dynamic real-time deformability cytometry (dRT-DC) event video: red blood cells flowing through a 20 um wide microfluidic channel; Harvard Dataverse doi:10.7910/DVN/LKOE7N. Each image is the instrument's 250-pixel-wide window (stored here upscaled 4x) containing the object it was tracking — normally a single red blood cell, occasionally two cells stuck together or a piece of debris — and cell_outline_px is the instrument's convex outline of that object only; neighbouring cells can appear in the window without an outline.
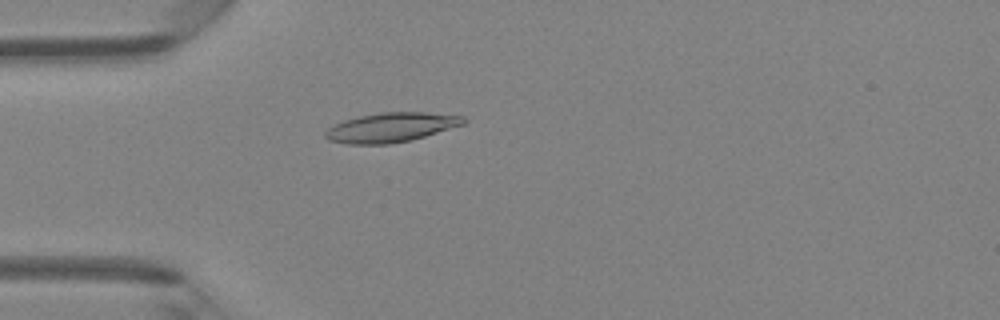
{"species": "Egyptian fruit bat (a non-hibernating species)", "species_latin": "Rousettus aegyptiacus", "temperature_condition": "room temperature", "stored_images_in_passage": 43, "camera_frame_rate_fps": 3000, "um_per_image_px": 0.085, "animal": {"sex": "female"}, "frame": {"image": 1, "passage_image": 9, "time_ms": 2.667, "image_size_px": [1000, 320], "cell_outline_px": [[468, 120], [464, 124], [424, 136], [408, 140], [388, 144], [348, 144], [328, 140], [324, 136], [324, 132], [328, 128], [344, 120], [360, 116], [380, 112], [424, 112], [464, 116]], "centroid_in_image_um": [33.23, 10.82], "position_along_channel_um": 51.8, "area_um2": 23.52}}
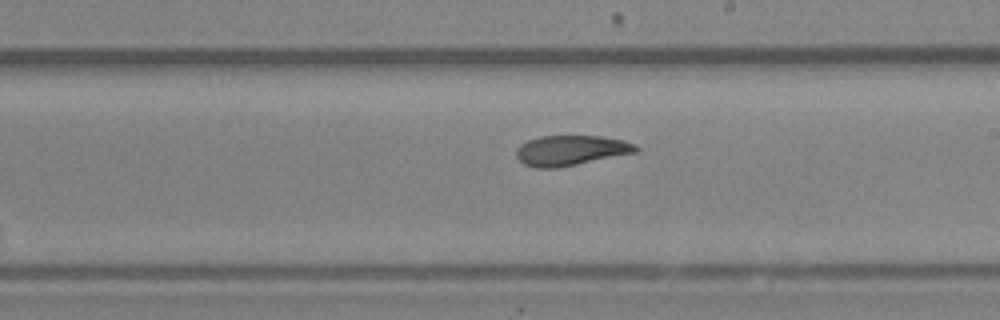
{"frame": {"image": 2, "passage_image": 23, "time_ms": 7.333, "image_size_px": [1000, 320], "cell_outline_px": [[640, 148], [636, 152], [556, 168], [536, 168], [524, 164], [516, 156], [516, 148], [520, 144], [528, 140], [540, 136], [600, 136], [624, 140], [636, 144]], "centroid_in_image_um": [48.5, 12.77], "position_along_channel_um": 240.5, "area_um2": 20.92}}
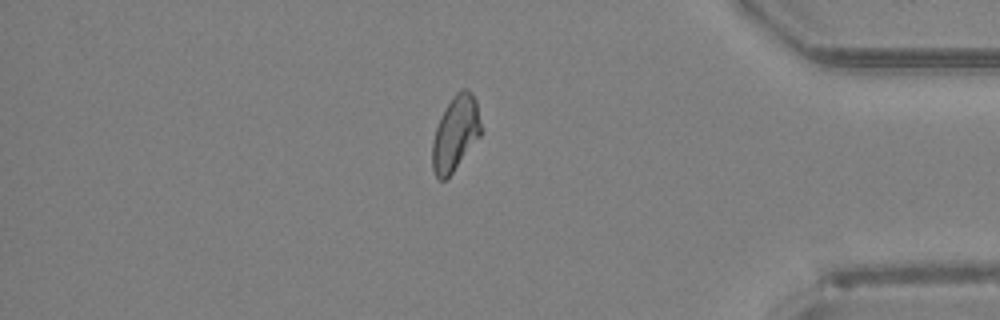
{"frame": {"image": 3, "passage_image": 36, "time_ms": 11.667, "image_size_px": [1000, 320], "cell_outline_px": [[480, 136], [452, 172], [444, 180], [440, 180], [436, 176], [432, 168], [432, 140], [440, 116], [456, 92], [464, 88], [468, 88], [472, 92], [476, 100], [480, 120]], "centroid_in_image_um": [38.7, 11.31], "position_along_channel_um": 396.5, "area_um2": 20.92}, "authors_computed_cell_mechanics": {"area_um2": 21.7906, "velocity_mm_per_s": 4.2702, "shape_relaxation_time_tau1_ms": 7.0169, "shape_relaxation_time_tau2_ms": 2.3709, "deformation_change_tau1": 0.174, "deformation_change_tau2": 0.0609}}